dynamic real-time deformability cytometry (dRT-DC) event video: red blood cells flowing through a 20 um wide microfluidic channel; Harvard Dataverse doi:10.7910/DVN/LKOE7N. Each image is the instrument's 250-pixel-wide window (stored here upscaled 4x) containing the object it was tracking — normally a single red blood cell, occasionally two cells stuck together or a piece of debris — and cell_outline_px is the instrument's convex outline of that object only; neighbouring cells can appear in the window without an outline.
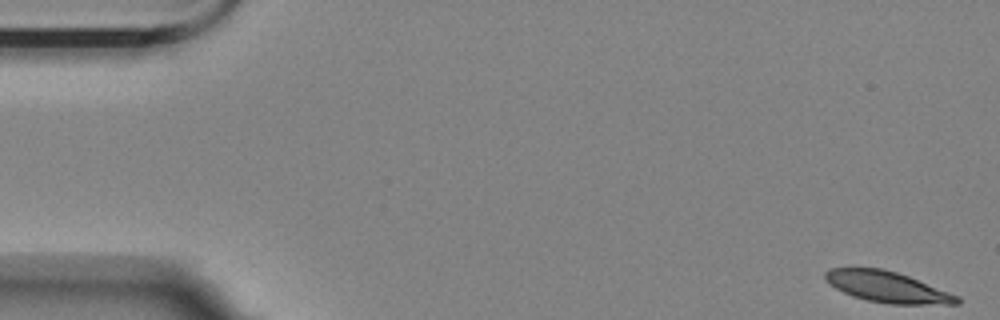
{"species": "Egyptian fruit bat (a non-hibernating species)", "species_latin": "Rousettus aegyptiacus", "temperature_condition": "room temperature", "stored_images_in_passage": 24, "camera_frame_rate_fps": 3000, "um_per_image_px": 0.085, "animal": {"sex": "female"}, "frame": {"image": 1, "passage_image": 1, "time_ms": 0.0, "image_size_px": [1000, 320], "cell_outline_px": [[960, 304], [888, 304], [868, 300], [852, 296], [828, 284], [824, 276], [824, 272], [828, 268], [880, 268], [896, 272], [908, 276], [960, 296]], "centroid_in_image_um": [75.41, 24.39], "position_along_channel_um": 9.6, "area_um2": 23.7}}
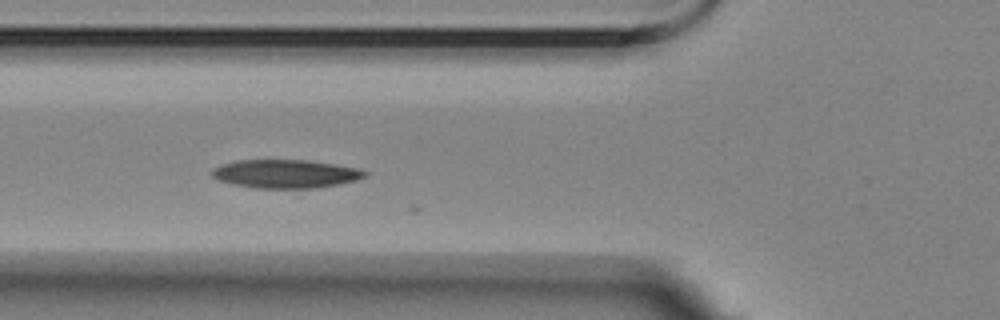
{"frame": {"image": 2, "passage_image": 20, "time_ms": 6.333, "image_size_px": [1000, 320], "cell_outline_px": [[368, 176], [356, 180], [316, 188], [256, 188], [232, 184], [216, 180], [212, 176], [212, 168], [220, 164], [236, 160], [308, 160], [336, 164], [360, 168], [368, 172]], "centroid_in_image_um": [24.26, 14.77], "position_along_channel_um": 101.5, "area_um2": 25.61}}
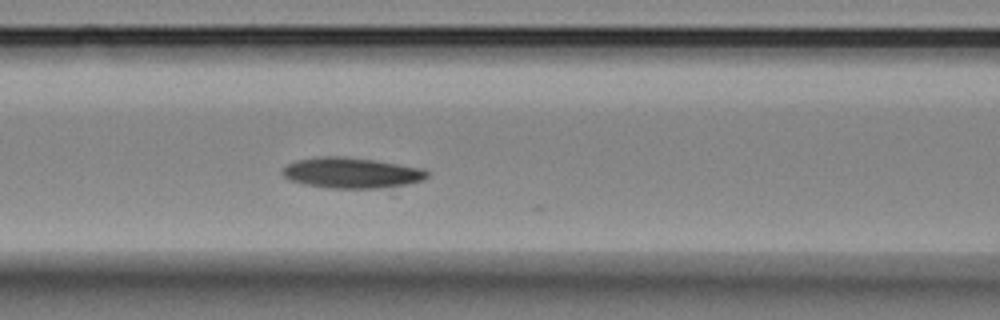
{"frame": {"image": 3, "passage_image": 23, "time_ms": 7.333, "image_size_px": [1000, 320], "cell_outline_px": [[428, 176], [424, 180], [408, 184], [380, 188], [328, 188], [304, 184], [288, 180], [280, 172], [288, 164], [296, 160], [316, 156], [344, 156], [372, 160], [424, 168], [428, 172]], "centroid_in_image_um": [29.86, 14.69], "position_along_channel_um": 136.7, "area_um2": 25.95}}